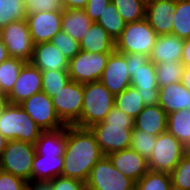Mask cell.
I'll return each mask as SVG.
<instances>
[{"label": "cell", "instance_id": "6da1fadb", "mask_svg": "<svg viewBox=\"0 0 190 190\" xmlns=\"http://www.w3.org/2000/svg\"><path fill=\"white\" fill-rule=\"evenodd\" d=\"M103 156L95 135L89 128L67 126L62 176L86 183L92 168Z\"/></svg>", "mask_w": 190, "mask_h": 190}, {"label": "cell", "instance_id": "7a4b0ae2", "mask_svg": "<svg viewBox=\"0 0 190 190\" xmlns=\"http://www.w3.org/2000/svg\"><path fill=\"white\" fill-rule=\"evenodd\" d=\"M133 128L134 119L114 106L102 122L89 129L95 135L101 152L107 156L130 148Z\"/></svg>", "mask_w": 190, "mask_h": 190}, {"label": "cell", "instance_id": "3957f363", "mask_svg": "<svg viewBox=\"0 0 190 190\" xmlns=\"http://www.w3.org/2000/svg\"><path fill=\"white\" fill-rule=\"evenodd\" d=\"M127 61L131 86L135 87L145 106L158 104L159 85L155 64L144 54H124Z\"/></svg>", "mask_w": 190, "mask_h": 190}, {"label": "cell", "instance_id": "277c9868", "mask_svg": "<svg viewBox=\"0 0 190 190\" xmlns=\"http://www.w3.org/2000/svg\"><path fill=\"white\" fill-rule=\"evenodd\" d=\"M83 90L82 112L74 126L90 128L104 120L114 107L115 96L100 81L83 84Z\"/></svg>", "mask_w": 190, "mask_h": 190}, {"label": "cell", "instance_id": "5b68a950", "mask_svg": "<svg viewBox=\"0 0 190 190\" xmlns=\"http://www.w3.org/2000/svg\"><path fill=\"white\" fill-rule=\"evenodd\" d=\"M43 130L19 104H10L0 115V133L8 140L35 144Z\"/></svg>", "mask_w": 190, "mask_h": 190}, {"label": "cell", "instance_id": "8992f818", "mask_svg": "<svg viewBox=\"0 0 190 190\" xmlns=\"http://www.w3.org/2000/svg\"><path fill=\"white\" fill-rule=\"evenodd\" d=\"M158 35L146 18L126 23L125 29L115 41V50L123 54L150 56Z\"/></svg>", "mask_w": 190, "mask_h": 190}, {"label": "cell", "instance_id": "52a82bcc", "mask_svg": "<svg viewBox=\"0 0 190 190\" xmlns=\"http://www.w3.org/2000/svg\"><path fill=\"white\" fill-rule=\"evenodd\" d=\"M35 145L21 140H8L0 159V169L26 182H31Z\"/></svg>", "mask_w": 190, "mask_h": 190}, {"label": "cell", "instance_id": "ba28073f", "mask_svg": "<svg viewBox=\"0 0 190 190\" xmlns=\"http://www.w3.org/2000/svg\"><path fill=\"white\" fill-rule=\"evenodd\" d=\"M188 151L186 146L166 131L156 138V144L148 160L149 170L171 173Z\"/></svg>", "mask_w": 190, "mask_h": 190}, {"label": "cell", "instance_id": "9c48e42d", "mask_svg": "<svg viewBox=\"0 0 190 190\" xmlns=\"http://www.w3.org/2000/svg\"><path fill=\"white\" fill-rule=\"evenodd\" d=\"M135 182L117 170L107 156L92 168L86 190H134Z\"/></svg>", "mask_w": 190, "mask_h": 190}, {"label": "cell", "instance_id": "30bf717a", "mask_svg": "<svg viewBox=\"0 0 190 190\" xmlns=\"http://www.w3.org/2000/svg\"><path fill=\"white\" fill-rule=\"evenodd\" d=\"M83 96V84L70 80L51 98L54 110L64 125L74 126L79 121Z\"/></svg>", "mask_w": 190, "mask_h": 190}, {"label": "cell", "instance_id": "8fae6325", "mask_svg": "<svg viewBox=\"0 0 190 190\" xmlns=\"http://www.w3.org/2000/svg\"><path fill=\"white\" fill-rule=\"evenodd\" d=\"M109 56L110 53H92L81 50L69 60L70 80L81 84L99 81Z\"/></svg>", "mask_w": 190, "mask_h": 190}, {"label": "cell", "instance_id": "7c38bea8", "mask_svg": "<svg viewBox=\"0 0 190 190\" xmlns=\"http://www.w3.org/2000/svg\"><path fill=\"white\" fill-rule=\"evenodd\" d=\"M3 44L9 57L30 62L34 44L26 19L11 22L3 27Z\"/></svg>", "mask_w": 190, "mask_h": 190}, {"label": "cell", "instance_id": "4fadbf2b", "mask_svg": "<svg viewBox=\"0 0 190 190\" xmlns=\"http://www.w3.org/2000/svg\"><path fill=\"white\" fill-rule=\"evenodd\" d=\"M19 105L43 131L65 126L57 116L51 98L43 91L32 95Z\"/></svg>", "mask_w": 190, "mask_h": 190}, {"label": "cell", "instance_id": "5bb4252c", "mask_svg": "<svg viewBox=\"0 0 190 190\" xmlns=\"http://www.w3.org/2000/svg\"><path fill=\"white\" fill-rule=\"evenodd\" d=\"M26 21L34 45L50 42L61 31L62 10L27 14Z\"/></svg>", "mask_w": 190, "mask_h": 190}, {"label": "cell", "instance_id": "9a60e30c", "mask_svg": "<svg viewBox=\"0 0 190 190\" xmlns=\"http://www.w3.org/2000/svg\"><path fill=\"white\" fill-rule=\"evenodd\" d=\"M114 96L131 86L126 57L114 50L99 80Z\"/></svg>", "mask_w": 190, "mask_h": 190}, {"label": "cell", "instance_id": "2e32d148", "mask_svg": "<svg viewBox=\"0 0 190 190\" xmlns=\"http://www.w3.org/2000/svg\"><path fill=\"white\" fill-rule=\"evenodd\" d=\"M41 91V71L30 62H26L20 70L11 92L7 96L10 104H21L24 100Z\"/></svg>", "mask_w": 190, "mask_h": 190}, {"label": "cell", "instance_id": "e0dca14e", "mask_svg": "<svg viewBox=\"0 0 190 190\" xmlns=\"http://www.w3.org/2000/svg\"><path fill=\"white\" fill-rule=\"evenodd\" d=\"M176 0H146L145 18L158 36L172 34Z\"/></svg>", "mask_w": 190, "mask_h": 190}, {"label": "cell", "instance_id": "ac0fdd59", "mask_svg": "<svg viewBox=\"0 0 190 190\" xmlns=\"http://www.w3.org/2000/svg\"><path fill=\"white\" fill-rule=\"evenodd\" d=\"M112 165L135 183L148 171V160L136 151L124 149L107 155Z\"/></svg>", "mask_w": 190, "mask_h": 190}, {"label": "cell", "instance_id": "d6986e66", "mask_svg": "<svg viewBox=\"0 0 190 190\" xmlns=\"http://www.w3.org/2000/svg\"><path fill=\"white\" fill-rule=\"evenodd\" d=\"M30 63L40 71H68L69 60L50 42L35 44Z\"/></svg>", "mask_w": 190, "mask_h": 190}, {"label": "cell", "instance_id": "ffe728a7", "mask_svg": "<svg viewBox=\"0 0 190 190\" xmlns=\"http://www.w3.org/2000/svg\"><path fill=\"white\" fill-rule=\"evenodd\" d=\"M184 39L174 34L158 36L149 56L154 64L181 61Z\"/></svg>", "mask_w": 190, "mask_h": 190}, {"label": "cell", "instance_id": "44dd1931", "mask_svg": "<svg viewBox=\"0 0 190 190\" xmlns=\"http://www.w3.org/2000/svg\"><path fill=\"white\" fill-rule=\"evenodd\" d=\"M168 114L159 105L145 106L134 119V129L158 136L167 131Z\"/></svg>", "mask_w": 190, "mask_h": 190}, {"label": "cell", "instance_id": "7402d4cb", "mask_svg": "<svg viewBox=\"0 0 190 190\" xmlns=\"http://www.w3.org/2000/svg\"><path fill=\"white\" fill-rule=\"evenodd\" d=\"M158 104L167 114L183 109H190V91L181 82L160 87Z\"/></svg>", "mask_w": 190, "mask_h": 190}, {"label": "cell", "instance_id": "603a6c76", "mask_svg": "<svg viewBox=\"0 0 190 190\" xmlns=\"http://www.w3.org/2000/svg\"><path fill=\"white\" fill-rule=\"evenodd\" d=\"M80 50L92 53H112L115 41L109 33L96 22H93L85 36L79 42Z\"/></svg>", "mask_w": 190, "mask_h": 190}, {"label": "cell", "instance_id": "cb8c5ba5", "mask_svg": "<svg viewBox=\"0 0 190 190\" xmlns=\"http://www.w3.org/2000/svg\"><path fill=\"white\" fill-rule=\"evenodd\" d=\"M63 161V155H39L36 153L32 163L31 181H50L61 176Z\"/></svg>", "mask_w": 190, "mask_h": 190}, {"label": "cell", "instance_id": "d4e9b609", "mask_svg": "<svg viewBox=\"0 0 190 190\" xmlns=\"http://www.w3.org/2000/svg\"><path fill=\"white\" fill-rule=\"evenodd\" d=\"M34 145L39 155H64L67 145V126L42 131Z\"/></svg>", "mask_w": 190, "mask_h": 190}, {"label": "cell", "instance_id": "484cf974", "mask_svg": "<svg viewBox=\"0 0 190 190\" xmlns=\"http://www.w3.org/2000/svg\"><path fill=\"white\" fill-rule=\"evenodd\" d=\"M93 22L84 9H62L61 30L80 42Z\"/></svg>", "mask_w": 190, "mask_h": 190}, {"label": "cell", "instance_id": "4316f807", "mask_svg": "<svg viewBox=\"0 0 190 190\" xmlns=\"http://www.w3.org/2000/svg\"><path fill=\"white\" fill-rule=\"evenodd\" d=\"M167 132L190 150V109L174 111L168 114Z\"/></svg>", "mask_w": 190, "mask_h": 190}, {"label": "cell", "instance_id": "83f0119b", "mask_svg": "<svg viewBox=\"0 0 190 190\" xmlns=\"http://www.w3.org/2000/svg\"><path fill=\"white\" fill-rule=\"evenodd\" d=\"M114 106L135 119L144 109L145 104L136 88L129 86L120 94L115 95Z\"/></svg>", "mask_w": 190, "mask_h": 190}, {"label": "cell", "instance_id": "f1b7e54d", "mask_svg": "<svg viewBox=\"0 0 190 190\" xmlns=\"http://www.w3.org/2000/svg\"><path fill=\"white\" fill-rule=\"evenodd\" d=\"M26 62L8 57L0 63V92L8 95L17 81L20 70Z\"/></svg>", "mask_w": 190, "mask_h": 190}, {"label": "cell", "instance_id": "f546056e", "mask_svg": "<svg viewBox=\"0 0 190 190\" xmlns=\"http://www.w3.org/2000/svg\"><path fill=\"white\" fill-rule=\"evenodd\" d=\"M96 23L100 24L114 41L120 37L126 26V22L120 16L112 1L104 8Z\"/></svg>", "mask_w": 190, "mask_h": 190}, {"label": "cell", "instance_id": "4dcf8cb0", "mask_svg": "<svg viewBox=\"0 0 190 190\" xmlns=\"http://www.w3.org/2000/svg\"><path fill=\"white\" fill-rule=\"evenodd\" d=\"M173 15L172 34L181 39L190 38V0H176Z\"/></svg>", "mask_w": 190, "mask_h": 190}, {"label": "cell", "instance_id": "1f68e13d", "mask_svg": "<svg viewBox=\"0 0 190 190\" xmlns=\"http://www.w3.org/2000/svg\"><path fill=\"white\" fill-rule=\"evenodd\" d=\"M126 23L145 18L146 0H111Z\"/></svg>", "mask_w": 190, "mask_h": 190}, {"label": "cell", "instance_id": "d6a6232c", "mask_svg": "<svg viewBox=\"0 0 190 190\" xmlns=\"http://www.w3.org/2000/svg\"><path fill=\"white\" fill-rule=\"evenodd\" d=\"M185 66L181 61L173 63H158L155 64L157 82L160 87L181 82Z\"/></svg>", "mask_w": 190, "mask_h": 190}, {"label": "cell", "instance_id": "836d02e7", "mask_svg": "<svg viewBox=\"0 0 190 190\" xmlns=\"http://www.w3.org/2000/svg\"><path fill=\"white\" fill-rule=\"evenodd\" d=\"M170 173L148 171L138 182L134 190H171Z\"/></svg>", "mask_w": 190, "mask_h": 190}, {"label": "cell", "instance_id": "e575fe53", "mask_svg": "<svg viewBox=\"0 0 190 190\" xmlns=\"http://www.w3.org/2000/svg\"><path fill=\"white\" fill-rule=\"evenodd\" d=\"M42 91L50 98L70 82L68 71H41Z\"/></svg>", "mask_w": 190, "mask_h": 190}, {"label": "cell", "instance_id": "d590c367", "mask_svg": "<svg viewBox=\"0 0 190 190\" xmlns=\"http://www.w3.org/2000/svg\"><path fill=\"white\" fill-rule=\"evenodd\" d=\"M26 17L25 0H1V26L4 27L11 22L24 20Z\"/></svg>", "mask_w": 190, "mask_h": 190}, {"label": "cell", "instance_id": "8d00e7d4", "mask_svg": "<svg viewBox=\"0 0 190 190\" xmlns=\"http://www.w3.org/2000/svg\"><path fill=\"white\" fill-rule=\"evenodd\" d=\"M170 177L173 189L190 190V150L170 173Z\"/></svg>", "mask_w": 190, "mask_h": 190}, {"label": "cell", "instance_id": "74e56055", "mask_svg": "<svg viewBox=\"0 0 190 190\" xmlns=\"http://www.w3.org/2000/svg\"><path fill=\"white\" fill-rule=\"evenodd\" d=\"M156 138L147 132L133 128L130 148L149 160L156 144Z\"/></svg>", "mask_w": 190, "mask_h": 190}, {"label": "cell", "instance_id": "f35d334b", "mask_svg": "<svg viewBox=\"0 0 190 190\" xmlns=\"http://www.w3.org/2000/svg\"><path fill=\"white\" fill-rule=\"evenodd\" d=\"M50 43L57 47L68 60L75 57L81 51L79 42L62 30L51 39Z\"/></svg>", "mask_w": 190, "mask_h": 190}, {"label": "cell", "instance_id": "ab89813d", "mask_svg": "<svg viewBox=\"0 0 190 190\" xmlns=\"http://www.w3.org/2000/svg\"><path fill=\"white\" fill-rule=\"evenodd\" d=\"M27 14L62 10V0H25Z\"/></svg>", "mask_w": 190, "mask_h": 190}, {"label": "cell", "instance_id": "60d3db41", "mask_svg": "<svg viewBox=\"0 0 190 190\" xmlns=\"http://www.w3.org/2000/svg\"><path fill=\"white\" fill-rule=\"evenodd\" d=\"M52 186V190H86V183L64 176H58L49 181Z\"/></svg>", "mask_w": 190, "mask_h": 190}, {"label": "cell", "instance_id": "b9f144b4", "mask_svg": "<svg viewBox=\"0 0 190 190\" xmlns=\"http://www.w3.org/2000/svg\"><path fill=\"white\" fill-rule=\"evenodd\" d=\"M28 182L0 169V190H24Z\"/></svg>", "mask_w": 190, "mask_h": 190}, {"label": "cell", "instance_id": "7bdbcfd3", "mask_svg": "<svg viewBox=\"0 0 190 190\" xmlns=\"http://www.w3.org/2000/svg\"><path fill=\"white\" fill-rule=\"evenodd\" d=\"M110 2L111 0H88L84 10L92 22H97L104 8Z\"/></svg>", "mask_w": 190, "mask_h": 190}, {"label": "cell", "instance_id": "ee69618b", "mask_svg": "<svg viewBox=\"0 0 190 190\" xmlns=\"http://www.w3.org/2000/svg\"><path fill=\"white\" fill-rule=\"evenodd\" d=\"M88 0H62L64 9H85Z\"/></svg>", "mask_w": 190, "mask_h": 190}, {"label": "cell", "instance_id": "f6af8a7d", "mask_svg": "<svg viewBox=\"0 0 190 190\" xmlns=\"http://www.w3.org/2000/svg\"><path fill=\"white\" fill-rule=\"evenodd\" d=\"M27 188L29 190H52L49 181H31L28 183Z\"/></svg>", "mask_w": 190, "mask_h": 190}, {"label": "cell", "instance_id": "bcb514c9", "mask_svg": "<svg viewBox=\"0 0 190 190\" xmlns=\"http://www.w3.org/2000/svg\"><path fill=\"white\" fill-rule=\"evenodd\" d=\"M181 62L184 66H190V38L184 39Z\"/></svg>", "mask_w": 190, "mask_h": 190}, {"label": "cell", "instance_id": "7dc6e473", "mask_svg": "<svg viewBox=\"0 0 190 190\" xmlns=\"http://www.w3.org/2000/svg\"><path fill=\"white\" fill-rule=\"evenodd\" d=\"M181 84L190 91V66H185L181 77Z\"/></svg>", "mask_w": 190, "mask_h": 190}, {"label": "cell", "instance_id": "c3c4849f", "mask_svg": "<svg viewBox=\"0 0 190 190\" xmlns=\"http://www.w3.org/2000/svg\"><path fill=\"white\" fill-rule=\"evenodd\" d=\"M8 105H9L8 96L0 92V115L4 112L5 108Z\"/></svg>", "mask_w": 190, "mask_h": 190}, {"label": "cell", "instance_id": "681fc988", "mask_svg": "<svg viewBox=\"0 0 190 190\" xmlns=\"http://www.w3.org/2000/svg\"><path fill=\"white\" fill-rule=\"evenodd\" d=\"M9 57L7 49L3 42H0V63Z\"/></svg>", "mask_w": 190, "mask_h": 190}, {"label": "cell", "instance_id": "f907efd6", "mask_svg": "<svg viewBox=\"0 0 190 190\" xmlns=\"http://www.w3.org/2000/svg\"><path fill=\"white\" fill-rule=\"evenodd\" d=\"M8 142V139L5 138L1 133H0V159L3 155V151L5 150L6 148V144Z\"/></svg>", "mask_w": 190, "mask_h": 190}, {"label": "cell", "instance_id": "816d5d0a", "mask_svg": "<svg viewBox=\"0 0 190 190\" xmlns=\"http://www.w3.org/2000/svg\"><path fill=\"white\" fill-rule=\"evenodd\" d=\"M0 42H3V26L0 25Z\"/></svg>", "mask_w": 190, "mask_h": 190}, {"label": "cell", "instance_id": "f5cc1de1", "mask_svg": "<svg viewBox=\"0 0 190 190\" xmlns=\"http://www.w3.org/2000/svg\"><path fill=\"white\" fill-rule=\"evenodd\" d=\"M0 18H1V0H0Z\"/></svg>", "mask_w": 190, "mask_h": 190}]
</instances>
